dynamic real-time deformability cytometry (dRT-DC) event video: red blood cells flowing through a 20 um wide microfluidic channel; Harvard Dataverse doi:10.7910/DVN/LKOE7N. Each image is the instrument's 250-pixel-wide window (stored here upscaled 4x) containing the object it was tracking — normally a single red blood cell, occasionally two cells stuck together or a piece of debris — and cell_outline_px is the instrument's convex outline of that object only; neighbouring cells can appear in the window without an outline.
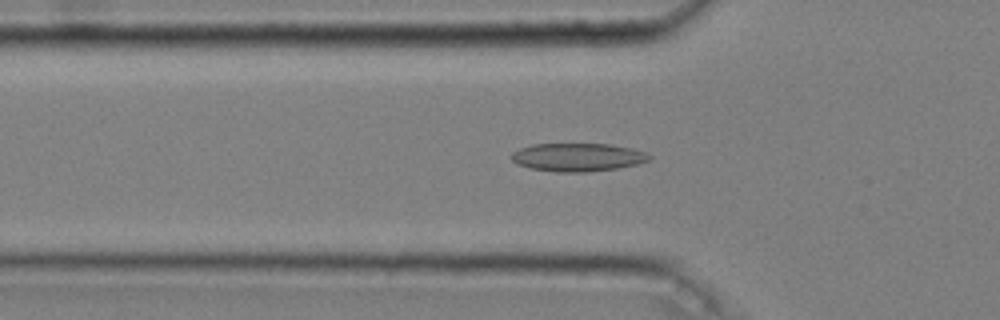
{"species": "common noctule bat (a hibernating species)", "species_latin": "Nyctalus noctula", "temperature_condition": "cold", "stored_images_in_passage": 45, "camera_frame_rate_fps": 3000, "um_per_image_px": 0.085, "animal": {"sex": "male", "body_mass_g": 20.4}, "frame": {"image": 1, "passage_image": 10, "time_ms": 3.0, "image_size_px": [1000, 320], "cell_outline_px": [[652, 160], [636, 164], [616, 168], [588, 172], [556, 172], [532, 168], [516, 164], [512, 160], [512, 152], [520, 148], [532, 144], [608, 144], [632, 148], [644, 152], [652, 156]], "centroid_in_image_um": [49.11, 13.36], "position_along_channel_um": 76.7, "area_um2": 22.6}}
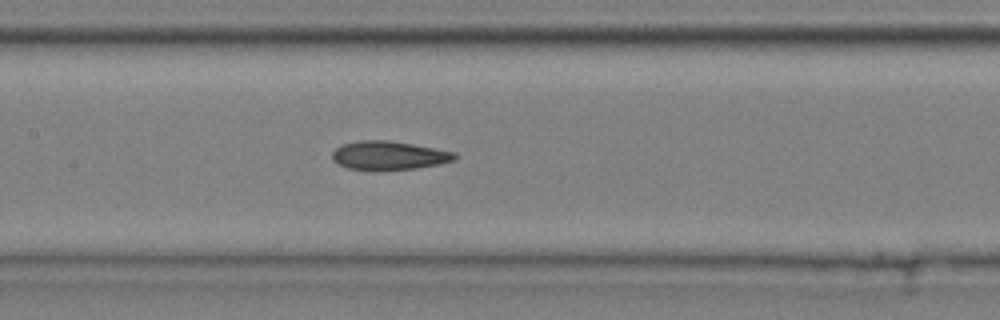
{"frame": {"image": 2, "passage_image": 18, "time_ms": 5.667, "image_size_px": [1000, 320], "cell_outline_px": [[460, 156], [456, 160], [416, 168], [376, 172], [372, 172], [348, 168], [336, 164], [332, 160], [332, 152], [336, 148], [344, 144], [360, 140], [388, 140], [412, 144], [456, 152]], "centroid_in_image_um": [33.03, 13.24], "position_along_channel_um": 174.4, "area_um2": 20.98}}
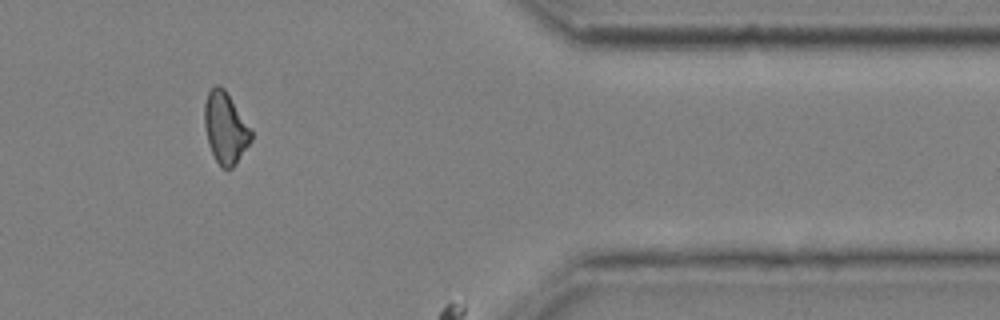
{"frame": {"image": 3, "passage_image": 38, "time_ms": 12.333, "image_size_px": [1000, 320], "cell_outline_px": [[252, 140], [236, 164], [232, 168], [220, 168], [208, 144], [204, 124], [204, 104], [208, 92], [216, 84], [220, 84], [224, 88], [252, 128]], "centroid_in_image_um": [19.17, 10.86], "position_along_channel_um": 392.2, "area_um2": 19.65}}